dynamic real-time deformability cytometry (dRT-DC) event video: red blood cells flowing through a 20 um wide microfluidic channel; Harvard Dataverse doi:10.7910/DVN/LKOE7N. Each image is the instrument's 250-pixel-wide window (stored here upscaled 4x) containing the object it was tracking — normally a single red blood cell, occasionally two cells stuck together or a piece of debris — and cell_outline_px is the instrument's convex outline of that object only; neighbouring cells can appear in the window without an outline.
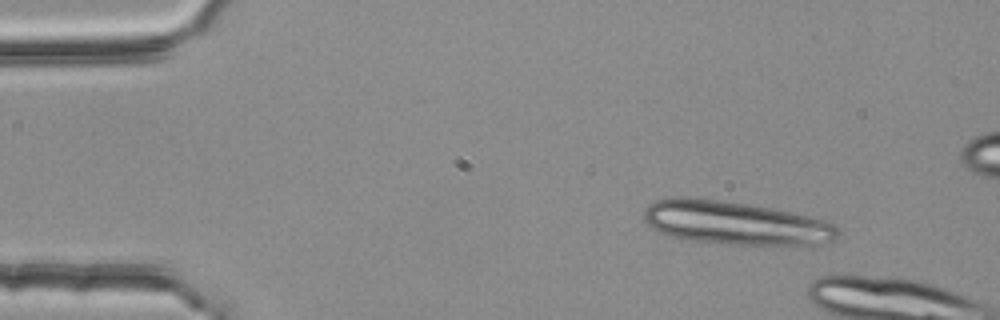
{"species": "common noctule bat (a hibernating species)", "species_latin": "Nyctalus noctula", "temperature_condition": "room temperature", "stored_images_in_passage": 4, "camera_frame_rate_fps": 3000, "um_per_image_px": 0.085, "animal": {"sex": "female", "body_mass_g": 25.1}, "frame": {"image": 1, "passage_image": 1, "time_ms": 0.0, "image_size_px": [1000, 320], "cell_outline_px": [[840, 232], [836, 240], [816, 244], [736, 244], [696, 240], [672, 236], [660, 232], [652, 228], [644, 220], [644, 208], [648, 204], [656, 200], [672, 196], [684, 196], [720, 200], [748, 204], [792, 212], [836, 224]], "centroid_in_image_um": [62.47, 18.92], "position_along_channel_um": 22.5, "area_um2": 48.67}}